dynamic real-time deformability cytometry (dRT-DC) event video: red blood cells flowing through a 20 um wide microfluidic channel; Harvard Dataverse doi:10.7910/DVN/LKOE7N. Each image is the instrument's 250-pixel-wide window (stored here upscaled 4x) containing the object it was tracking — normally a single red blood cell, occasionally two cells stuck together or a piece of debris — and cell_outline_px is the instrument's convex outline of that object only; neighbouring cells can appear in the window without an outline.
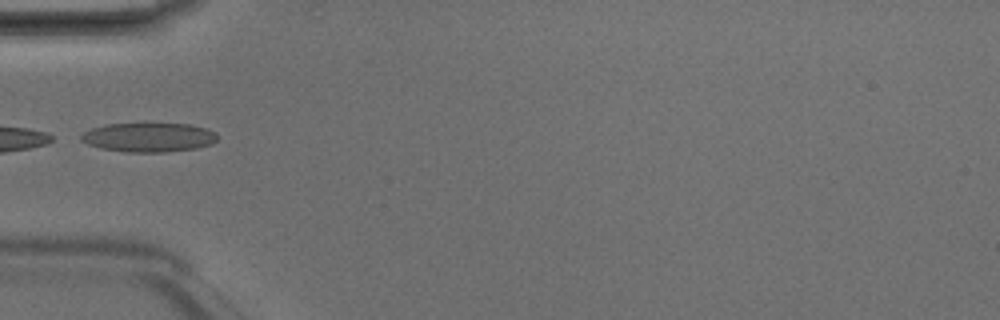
{"species": "Egyptian fruit bat (a non-hibernating species)", "species_latin": "Rousettus aegyptiacus", "temperature_condition": "room temperature", "stored_images_in_passage": 20, "camera_frame_rate_fps": 3000, "um_per_image_px": 0.085, "animal": {"sex": "male"}, "frame": {"image": 1, "passage_image": 1, "time_ms": 0.0, "image_size_px": [1000, 320], "cell_outline_px": [[216, 140], [212, 144], [196, 148], [164, 152], [128, 152], [100, 148], [88, 144], [80, 140], [80, 136], [84, 132], [92, 128], [104, 124], [192, 124], [208, 128], [216, 132]], "centroid_in_image_um": [12.65, 11.67], "position_along_channel_um": 72.3, "area_um2": 23.18}}